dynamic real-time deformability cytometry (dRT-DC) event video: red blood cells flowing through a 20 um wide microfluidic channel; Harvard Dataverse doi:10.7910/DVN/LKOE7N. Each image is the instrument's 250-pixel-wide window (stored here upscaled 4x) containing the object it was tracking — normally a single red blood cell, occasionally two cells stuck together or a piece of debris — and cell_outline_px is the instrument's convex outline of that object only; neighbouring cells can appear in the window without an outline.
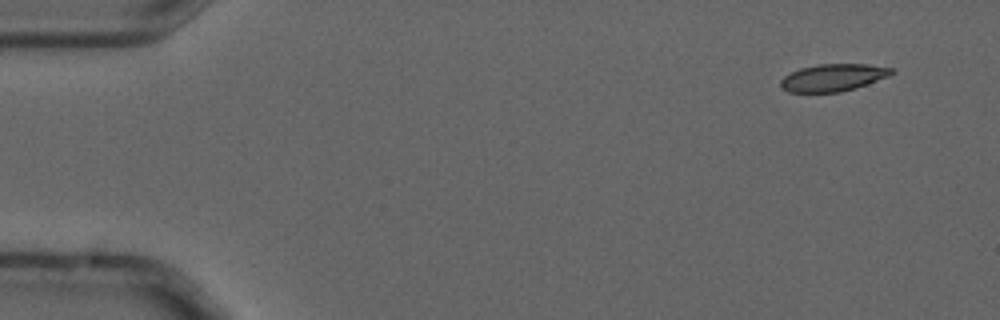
{"species": "common noctule bat (a hibernating species)", "species_latin": "Nyctalus noctula", "temperature_condition": "cold", "stored_images_in_passage": 3, "camera_frame_rate_fps": 3000, "um_per_image_px": 0.085, "animal": {"sex": "male", "forearm_length_mm": 52.5}, "frame": {"image": 1, "passage_image": 1, "time_ms": 0.0, "image_size_px": [1000, 320], "cell_outline_px": [[896, 72], [888, 76], [856, 88], [840, 92], [788, 92], [780, 88], [780, 80], [784, 76], [800, 68], [816, 64], [868, 64], [892, 68]], "centroid_in_image_um": [70.79, 6.59], "position_along_channel_um": 14.2, "area_um2": 17.69}}